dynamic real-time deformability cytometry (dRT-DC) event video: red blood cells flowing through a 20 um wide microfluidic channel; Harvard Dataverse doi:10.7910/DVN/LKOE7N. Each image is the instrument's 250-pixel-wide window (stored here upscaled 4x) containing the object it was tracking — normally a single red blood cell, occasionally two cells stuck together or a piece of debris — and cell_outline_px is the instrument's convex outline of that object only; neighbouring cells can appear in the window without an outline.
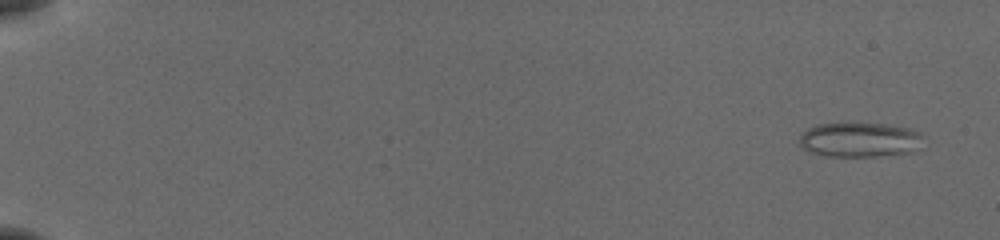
{"species": "common noctule bat (a hibernating species)", "species_latin": "Nyctalus noctula", "temperature_condition": "cold", "stored_images_in_passage": 55, "camera_frame_rate_fps": 3000, "um_per_image_px": 0.085, "animal": {"sex": "female", "body_mass_g": 19.5, "forearm_length_mm": 54.1}, "frame": {"image": 1, "passage_image": 3, "time_ms": 0.667, "image_size_px": [1000, 240], "cell_outline_px": [[924, 136], [912, 152], [872, 156], [828, 156], [812, 152], [800, 148], [800, 132], [816, 124], [880, 124], [908, 128], [920, 132]], "centroid_in_image_um": [73.01, 11.88], "position_along_channel_um": 12.0, "area_um2": 24.62}}
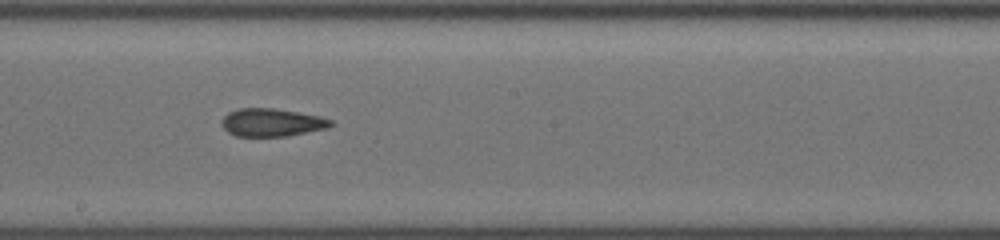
{"frame": {"image": 2, "passage_image": 33, "time_ms": 10.667, "image_size_px": [1000, 240], "cell_outline_px": [[336, 124], [328, 128], [288, 136], [236, 136], [228, 132], [224, 128], [220, 120], [228, 112], [236, 108], [272, 108], [320, 116], [332, 120]], "centroid_in_image_um": [23.11, 10.41], "position_along_channel_um": 225.1, "area_um2": 17.86}}
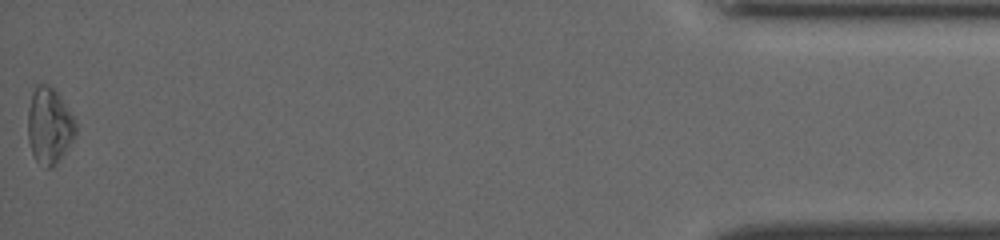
{"frame": {"image": 3, "passage_image": 55, "time_ms": 18.0, "image_size_px": [1000, 240], "cell_outline_px": [[76, 136], [56, 164], [52, 168], [48, 168], [36, 160], [32, 152], [28, 140], [28, 108], [32, 92], [36, 84], [48, 84], [56, 92], [72, 116], [76, 124]], "centroid_in_image_um": [4.17, 10.69], "position_along_channel_um": 431.0, "area_um2": 20.98}, "authors_computed_cell_mechanics": {"area_um2": 18.496, "velocity_mm_per_s": 3.8925, "shape_relaxation_time_tau1_ms": 7.9913, "shape_relaxation_time_tau2_ms": 2.4355, "deformation_change_tau1": 0.1473, "deformation_change_tau2": 0.1181}}